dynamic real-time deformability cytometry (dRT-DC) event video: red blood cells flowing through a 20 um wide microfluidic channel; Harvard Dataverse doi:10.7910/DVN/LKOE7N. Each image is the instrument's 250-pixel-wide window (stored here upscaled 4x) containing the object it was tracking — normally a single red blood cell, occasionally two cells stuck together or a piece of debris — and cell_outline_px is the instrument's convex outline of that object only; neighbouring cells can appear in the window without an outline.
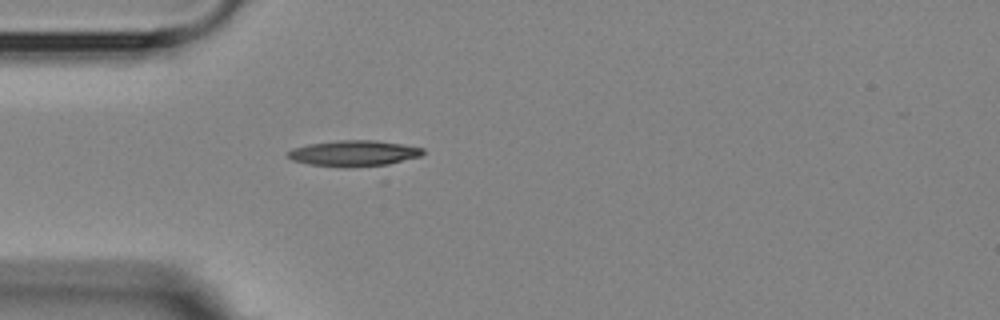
{"species": "Egyptian fruit bat (a non-hibernating species)", "species_latin": "Rousettus aegyptiacus", "temperature_condition": "room temperature", "stored_images_in_passage": 3, "camera_frame_rate_fps": 3000, "um_per_image_px": 0.085, "animal": {"sex": "female"}, "frame": {"image": 1, "passage_image": 3, "time_ms": 3.0, "image_size_px": [1000, 320], "cell_outline_px": [[424, 152], [420, 156], [388, 164], [348, 168], [344, 168], [308, 164], [292, 160], [288, 156], [288, 152], [292, 148], [308, 144], [336, 140], [372, 140], [400, 144], [424, 148]], "centroid_in_image_um": [30.04, 13.04], "position_along_channel_um": 55.0, "area_um2": 20.35}}